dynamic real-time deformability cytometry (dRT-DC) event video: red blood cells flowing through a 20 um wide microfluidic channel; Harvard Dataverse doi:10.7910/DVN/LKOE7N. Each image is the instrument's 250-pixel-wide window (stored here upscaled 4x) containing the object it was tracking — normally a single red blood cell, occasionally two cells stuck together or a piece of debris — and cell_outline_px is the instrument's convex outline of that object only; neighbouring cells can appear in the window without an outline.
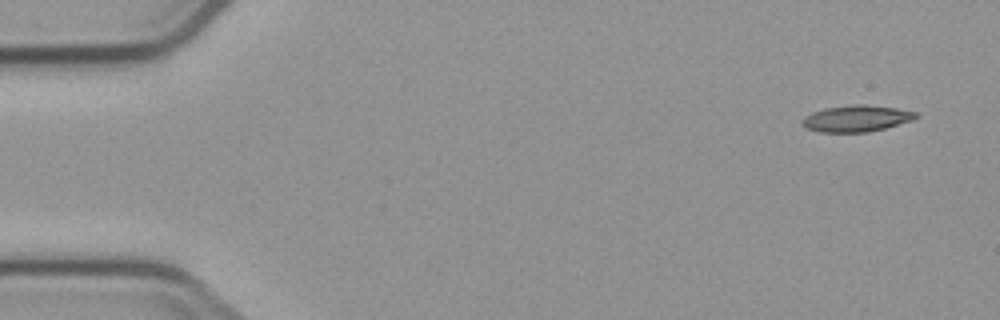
{"species": "common noctule bat (a hibernating species)", "species_latin": "Nyctalus noctula", "temperature_condition": "cold", "stored_images_in_passage": 6, "camera_frame_rate_fps": 3000, "um_per_image_px": 0.085, "animal": {"sex": "male", "body_mass_g": 23.1, "forearm_length_mm": 52.7}, "frame": {"image": 1, "passage_image": 1, "time_ms": 0.0, "image_size_px": [1000, 320], "cell_outline_px": [[920, 116], [912, 120], [884, 128], [868, 132], [820, 132], [804, 128], [800, 120], [804, 116], [812, 112], [824, 108], [852, 104], [864, 104], [896, 108], [916, 112]], "centroid_in_image_um": [72.75, 10.07], "position_along_channel_um": 12.2, "area_um2": 17.63}}
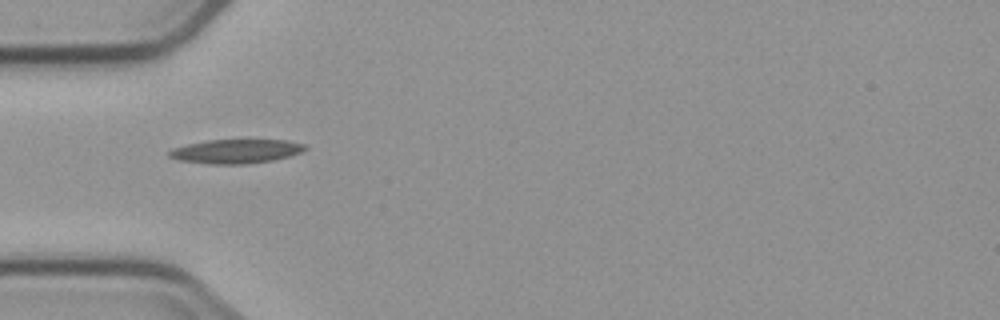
{"frame": {"image": 2, "passage_image": 5, "time_ms": 4.667, "image_size_px": [1000, 320], "cell_outline_px": [[308, 148], [300, 152], [288, 156], [272, 160], [244, 164], [212, 164], [180, 160], [168, 156], [168, 152], [172, 148], [188, 144], [208, 140], [288, 140], [304, 144]], "centroid_in_image_um": [20.05, 12.85], "position_along_channel_um": 64.9, "area_um2": 18.84}}
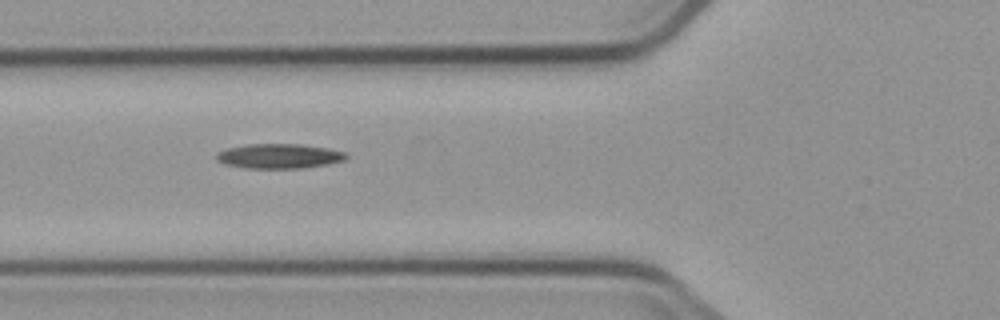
{"frame": {"image": 3, "passage_image": 6, "time_ms": 5.667, "image_size_px": [1000, 320], "cell_outline_px": [[348, 156], [344, 160], [328, 164], [304, 168], [244, 168], [224, 164], [216, 160], [216, 152], [228, 148], [248, 144], [300, 144], [328, 148], [344, 152]], "centroid_in_image_um": [23.7, 13.27], "position_along_channel_um": 102.1, "area_um2": 18.73}}